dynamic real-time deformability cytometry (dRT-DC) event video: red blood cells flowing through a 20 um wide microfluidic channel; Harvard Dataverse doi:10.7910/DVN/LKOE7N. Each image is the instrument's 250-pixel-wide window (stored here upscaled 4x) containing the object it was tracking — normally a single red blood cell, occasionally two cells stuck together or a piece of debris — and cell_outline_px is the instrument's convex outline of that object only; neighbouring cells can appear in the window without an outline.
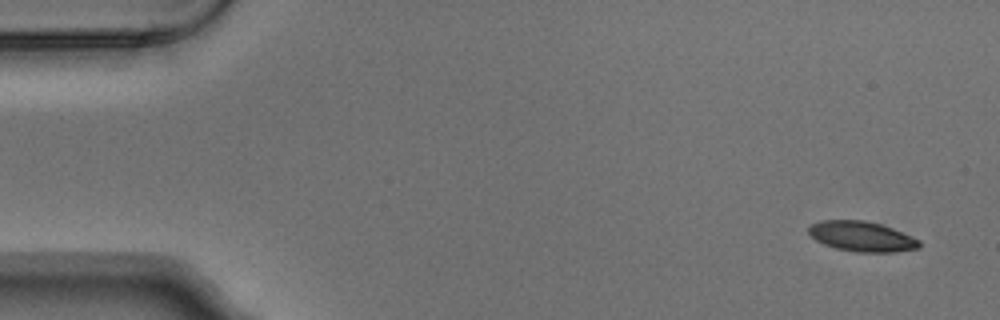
{"species": "Egyptian fruit bat (a non-hibernating species)", "species_latin": "Rousettus aegyptiacus", "temperature_condition": "warm", "stored_images_in_passage": 6, "camera_frame_rate_fps": 3000, "um_per_image_px": 0.085, "animal": {"sex": "male"}, "frame": {"image": 1, "passage_image": 1, "time_ms": 0.0, "image_size_px": [1000, 320], "cell_outline_px": [[920, 248], [892, 252], [856, 252], [836, 248], [824, 244], [816, 240], [808, 232], [808, 228], [812, 224], [820, 220], [864, 220], [880, 224], [892, 228], [920, 240]], "centroid_in_image_um": [73.24, 20.09], "position_along_channel_um": 11.8, "area_um2": 19.31}}
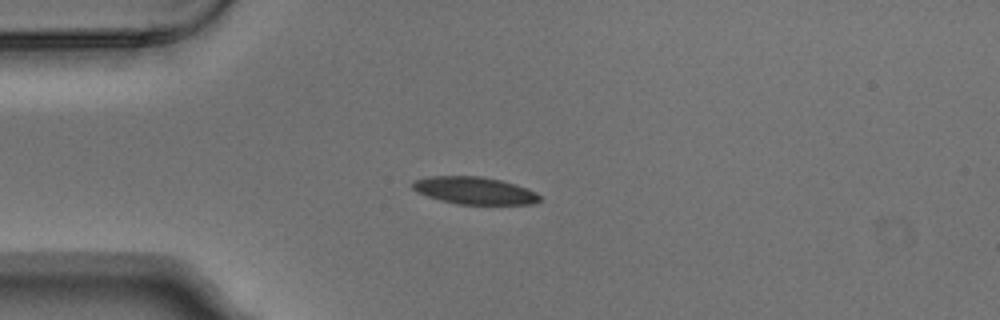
{"frame": {"image": 2, "passage_image": 4, "time_ms": 1.0, "image_size_px": [1000, 320], "cell_outline_px": [[540, 200], [532, 204], [456, 204], [440, 200], [416, 192], [412, 188], [412, 180], [428, 176], [480, 176], [500, 180], [528, 188], [536, 192], [540, 196]], "centroid_in_image_um": [40.29, 16.19], "position_along_channel_um": 44.7, "area_um2": 20.29}}
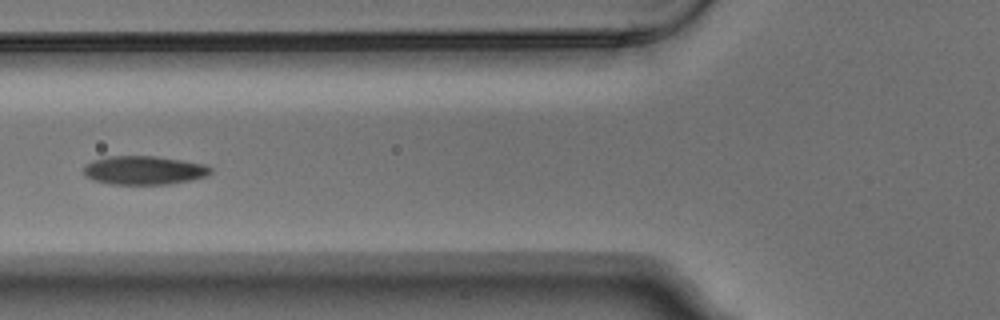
{"frame": {"image": 3, "passage_image": 6, "time_ms": 1.667, "image_size_px": [1000, 320], "cell_outline_px": [[212, 172], [208, 176], [168, 184], [108, 184], [92, 180], [84, 176], [84, 164], [92, 160], [108, 156], [156, 156], [208, 164], [212, 168]], "centroid_in_image_um": [12.23, 14.47], "position_along_channel_um": 113.6, "area_um2": 21.5}}